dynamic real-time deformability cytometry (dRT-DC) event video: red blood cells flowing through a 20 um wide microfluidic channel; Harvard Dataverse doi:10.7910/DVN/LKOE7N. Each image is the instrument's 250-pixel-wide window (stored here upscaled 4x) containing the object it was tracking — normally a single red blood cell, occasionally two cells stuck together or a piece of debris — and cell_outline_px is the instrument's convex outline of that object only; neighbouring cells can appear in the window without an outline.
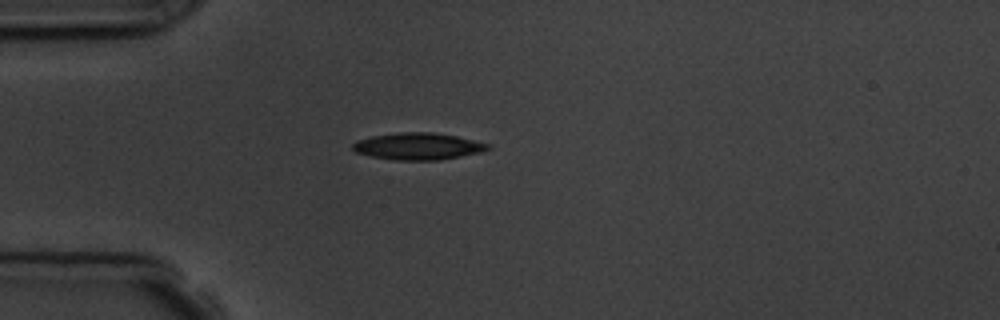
{"species": "common noctule bat (a hibernating species)", "species_latin": "Nyctalus noctula", "temperature_condition": "room temperature", "stored_images_in_passage": 1, "camera_frame_rate_fps": 3000, "um_per_image_px": 0.085, "animal": {"sex": "male", "body_mass_g": 19.5, "forearm_length_mm": 54.6}, "frame": {"image": 1, "passage_image": 1, "time_ms": 0.0, "image_size_px": [1000, 320], "cell_outline_px": [[492, 148], [480, 152], [460, 156], [436, 160], [396, 160], [372, 156], [356, 152], [352, 148], [352, 144], [356, 140], [372, 136], [400, 132], [432, 132], [456, 136], [492, 144]], "centroid_in_image_um": [35.55, 12.42], "position_along_channel_um": 49.5, "area_um2": 21.1}}